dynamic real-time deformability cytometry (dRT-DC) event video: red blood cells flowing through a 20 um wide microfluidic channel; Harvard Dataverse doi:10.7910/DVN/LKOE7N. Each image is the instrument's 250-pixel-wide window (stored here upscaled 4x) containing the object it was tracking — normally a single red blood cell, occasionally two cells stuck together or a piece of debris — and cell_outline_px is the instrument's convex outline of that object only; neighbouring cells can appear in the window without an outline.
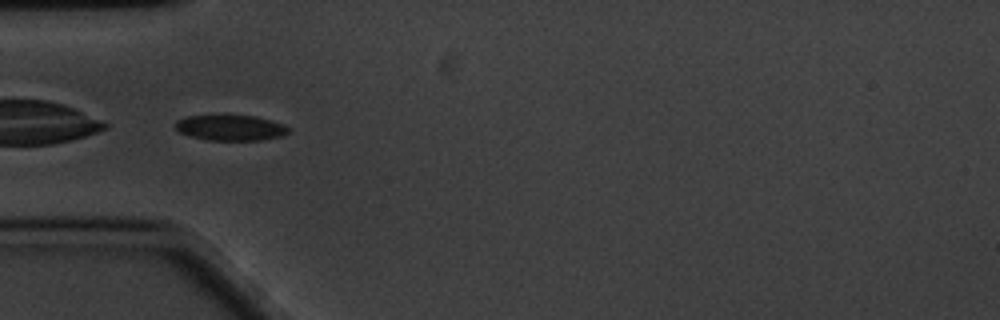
{"species": "common noctule bat (a hibernating species)", "species_latin": "Nyctalus noctula", "temperature_condition": "cold", "stored_images_in_passage": 42, "camera_frame_rate_fps": 3000, "um_per_image_px": 0.085, "animal": {"sex": "male", "body_mass_g": 20.1, "forearm_length_mm": 53.5}, "frame": {"image": 1, "passage_image": 1, "time_ms": 0.0, "image_size_px": [1000, 320], "cell_outline_px": [[288, 132], [280, 136], [260, 140], [208, 140], [188, 136], [180, 132], [176, 128], [176, 120], [188, 116], [256, 116], [280, 124], [288, 128]], "centroid_in_image_um": [19.53, 10.87], "position_along_channel_um": 65.5, "area_um2": 16.42}}
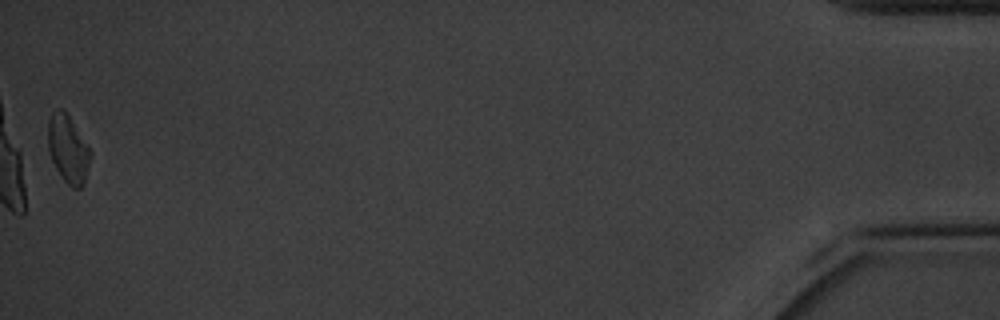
{"frame": {"image": 2, "passage_image": 42, "time_ms": 13.667, "image_size_px": [1000, 320], "cell_outline_px": [[92, 152], [84, 184], [80, 188], [72, 188], [64, 180], [56, 168], [48, 152], [48, 120], [52, 112], [60, 108], [68, 116]], "centroid_in_image_um": [5.78, 12.7], "position_along_channel_um": 429.4, "area_um2": 16.47}}